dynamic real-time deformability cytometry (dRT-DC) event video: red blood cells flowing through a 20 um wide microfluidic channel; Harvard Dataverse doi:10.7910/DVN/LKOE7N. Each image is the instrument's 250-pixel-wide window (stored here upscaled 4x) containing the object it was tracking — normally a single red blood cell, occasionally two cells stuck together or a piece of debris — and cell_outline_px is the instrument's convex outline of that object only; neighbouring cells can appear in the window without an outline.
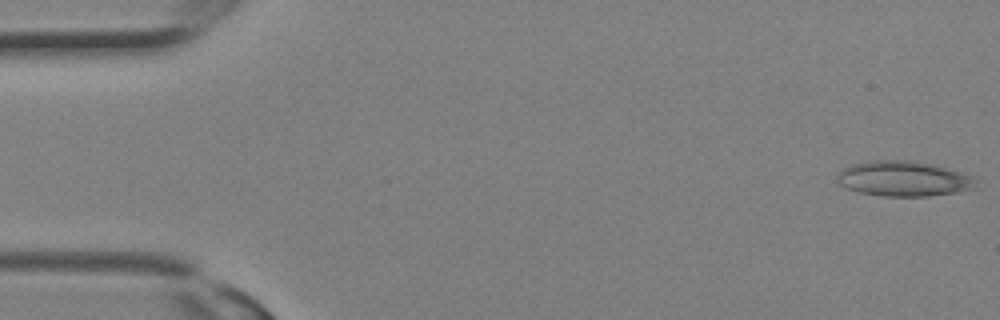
{"species": "Egyptian fruit bat (a non-hibernating species)", "species_latin": "Rousettus aegyptiacus", "temperature_condition": "room temperature", "stored_images_in_passage": 14, "camera_frame_rate_fps": 3000, "um_per_image_px": 0.085, "animal": {"sex": "female"}, "frame": {"image": 1, "passage_image": 1, "time_ms": 0.0, "image_size_px": [1000, 320], "cell_outline_px": [[976, 180], [968, 188], [956, 192], [928, 196], [884, 196], [860, 192], [848, 188], [840, 184], [836, 180], [836, 176], [844, 168], [852, 164], [872, 160], [912, 160], [932, 164], [976, 176]], "centroid_in_image_um": [76.77, 15.17], "position_along_channel_um": 8.2, "area_um2": 28.15}}
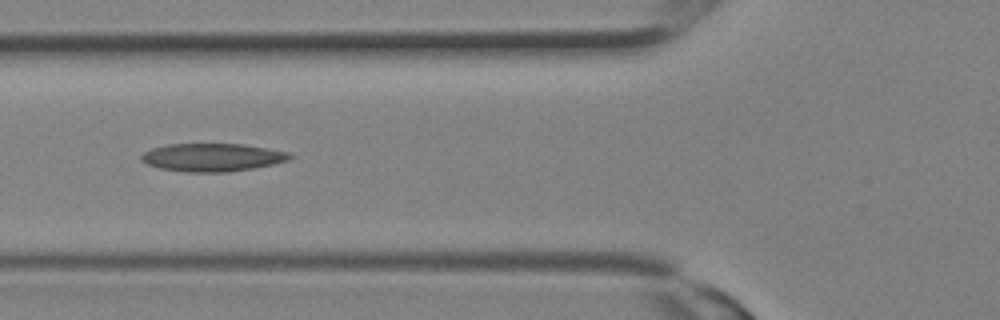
{"frame": {"image": 2, "passage_image": 11, "time_ms": 3.333, "image_size_px": [1000, 320], "cell_outline_px": [[292, 156], [288, 160], [272, 164], [252, 168], [228, 172], [184, 172], [160, 168], [148, 164], [140, 160], [140, 156], [144, 152], [152, 148], [168, 144], [244, 144], [288, 152]], "centroid_in_image_um": [18.01, 13.37], "position_along_channel_um": 107.8, "area_um2": 24.1}}
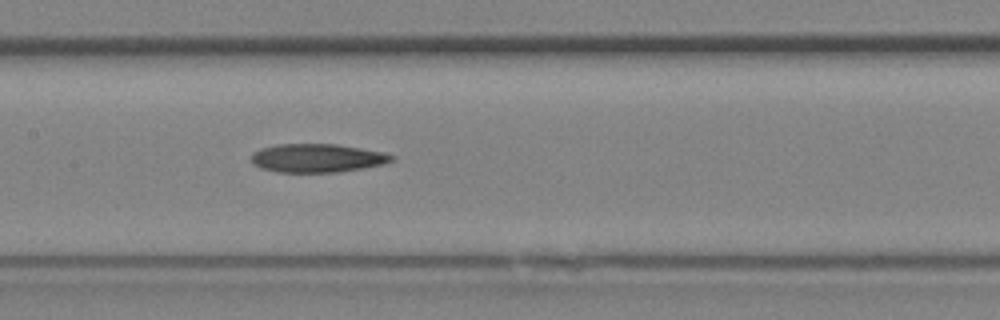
{"frame": {"image": 3, "passage_image": 14, "time_ms": 4.333, "image_size_px": [1000, 320], "cell_outline_px": [[396, 156], [392, 160], [384, 164], [364, 168], [340, 172], [280, 172], [260, 168], [252, 164], [252, 152], [260, 148], [276, 144], [336, 144], [384, 152]], "centroid_in_image_um": [26.95, 13.43], "position_along_channel_um": 180.4, "area_um2": 23.47}}